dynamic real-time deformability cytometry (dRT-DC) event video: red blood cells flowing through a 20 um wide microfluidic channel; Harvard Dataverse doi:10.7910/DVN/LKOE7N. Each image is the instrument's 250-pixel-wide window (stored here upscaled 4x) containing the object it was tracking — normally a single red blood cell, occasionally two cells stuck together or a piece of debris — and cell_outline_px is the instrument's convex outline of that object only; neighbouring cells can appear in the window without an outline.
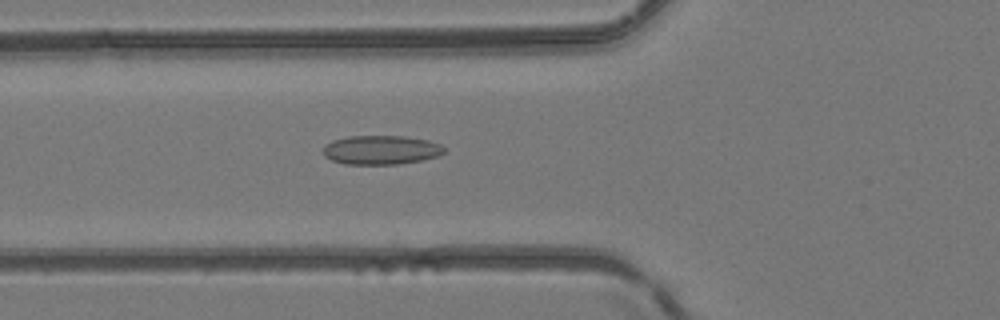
{"species": "common noctule bat (a hibernating species)", "species_latin": "Nyctalus noctula", "temperature_condition": "room temperature", "stored_images_in_passage": 41, "camera_frame_rate_fps": 3000, "um_per_image_px": 0.085, "animal": {"sex": "female", "body_mass_g": 24.6, "forearm_length_mm": 56.2}, "frame": {"image": 1, "passage_image": 14, "time_ms": 4.333, "image_size_px": [1000, 320], "cell_outline_px": [[444, 152], [436, 156], [420, 160], [396, 164], [344, 164], [332, 160], [324, 156], [320, 152], [324, 144], [332, 140], [348, 136], [404, 136], [428, 140], [440, 144], [444, 148]], "centroid_in_image_um": [32.3, 12.74], "position_along_channel_um": 93.5, "area_um2": 20.58}}
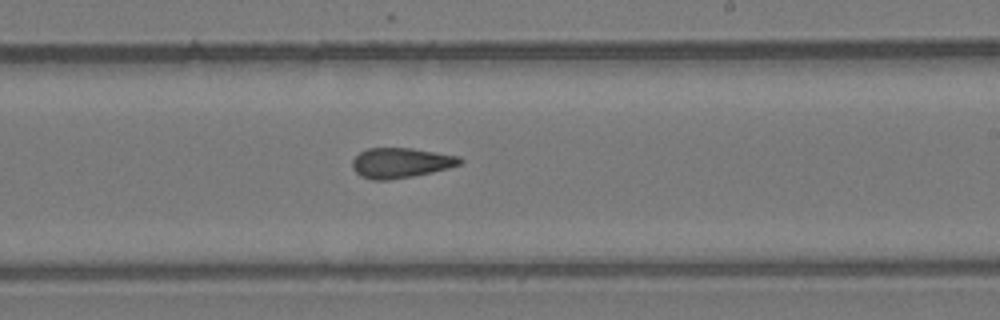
{"frame": {"image": 2, "passage_image": 25, "time_ms": 8.0, "image_size_px": [1000, 320], "cell_outline_px": [[464, 160], [460, 164], [448, 168], [432, 172], [412, 176], [388, 180], [372, 180], [360, 176], [352, 168], [352, 160], [360, 152], [368, 148], [412, 148], [460, 156]], "centroid_in_image_um": [34.06, 13.84], "position_along_channel_um": 254.9, "area_um2": 18.9}}
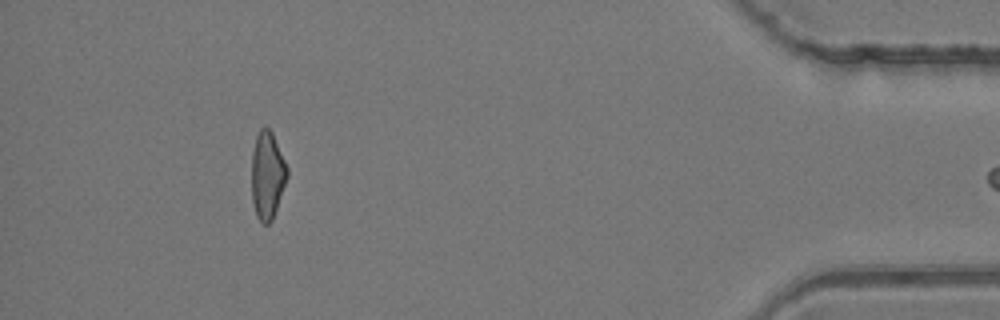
{"frame": {"image": 3, "passage_image": 40, "time_ms": 13.0, "image_size_px": [1000, 320], "cell_outline_px": [[288, 176], [272, 220], [268, 224], [264, 224], [256, 216], [252, 200], [252, 152], [256, 136], [260, 128], [268, 128], [272, 132], [288, 168]], "centroid_in_image_um": [22.72, 14.9], "position_along_channel_um": 412.5, "area_um2": 18.03}}